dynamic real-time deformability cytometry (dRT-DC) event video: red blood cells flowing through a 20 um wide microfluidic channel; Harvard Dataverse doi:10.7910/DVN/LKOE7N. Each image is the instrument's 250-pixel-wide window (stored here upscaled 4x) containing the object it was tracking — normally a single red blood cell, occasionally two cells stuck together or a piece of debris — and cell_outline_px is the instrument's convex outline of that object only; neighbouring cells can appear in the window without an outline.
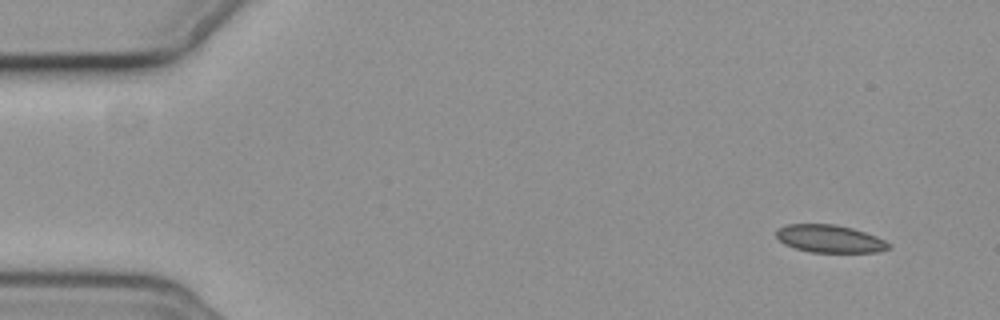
{"species": "common noctule bat (a hibernating species)", "species_latin": "Nyctalus noctula", "temperature_condition": "cold", "stored_images_in_passage": 15, "camera_frame_rate_fps": 3000, "um_per_image_px": 0.085, "animal": {"sex": "female", "body_mass_g": 19.3, "forearm_length_mm": 54.1}, "frame": {"image": 1, "passage_image": 1, "time_ms": 0.0, "image_size_px": [1000, 320], "cell_outline_px": [[892, 244], [888, 248], [876, 252], [808, 252], [784, 244], [776, 236], [776, 232], [780, 228], [788, 224], [836, 224], [852, 228], [876, 236]], "centroid_in_image_um": [70.53, 20.29], "position_along_channel_um": 14.5, "area_um2": 17.98}}
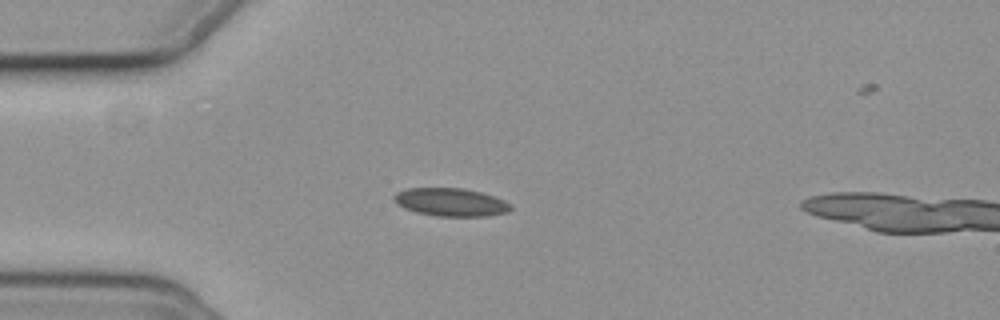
{"frame": {"image": 2, "passage_image": 12, "time_ms": 3.667, "image_size_px": [1000, 320], "cell_outline_px": [[512, 208], [508, 212], [484, 216], [436, 216], [416, 212], [404, 208], [396, 204], [392, 200], [392, 196], [396, 192], [408, 188], [460, 188], [480, 192], [504, 200], [512, 204]], "centroid_in_image_um": [38.27, 17.18], "position_along_channel_um": 46.7, "area_um2": 19.13}}